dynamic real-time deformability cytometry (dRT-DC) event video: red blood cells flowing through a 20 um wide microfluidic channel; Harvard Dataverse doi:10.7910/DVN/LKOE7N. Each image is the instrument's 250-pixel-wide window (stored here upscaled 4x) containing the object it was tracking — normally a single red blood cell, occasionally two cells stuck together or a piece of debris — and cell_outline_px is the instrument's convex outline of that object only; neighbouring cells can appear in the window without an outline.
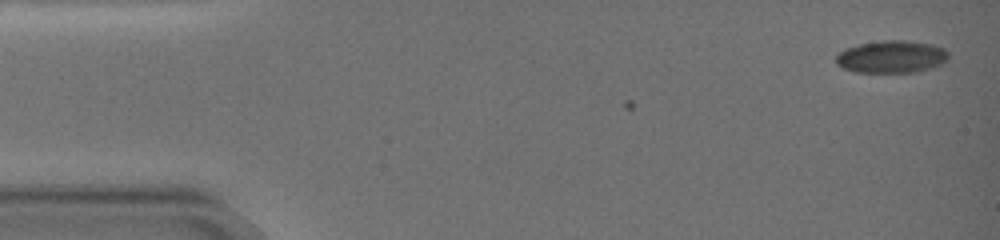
{"species": "common noctule bat (a hibernating species)", "species_latin": "Nyctalus noctula", "temperature_condition": "warm", "stored_images_in_passage": 3, "camera_frame_rate_fps": 3000, "um_per_image_px": 0.085, "animal": {"sex": "female", "body_mass_g": 19.0, "forearm_length_mm": 51.5}, "frame": {"image": 1, "passage_image": 3, "time_ms": 0.667, "image_size_px": [1000, 240], "cell_outline_px": [[948, 60], [932, 68], [916, 72], [856, 72], [844, 68], [836, 64], [836, 56], [844, 48], [860, 44], [884, 40], [904, 40], [932, 44], [944, 48], [948, 52]], "centroid_in_image_um": [75.79, 4.82], "position_along_channel_um": 9.2, "area_um2": 21.27}}